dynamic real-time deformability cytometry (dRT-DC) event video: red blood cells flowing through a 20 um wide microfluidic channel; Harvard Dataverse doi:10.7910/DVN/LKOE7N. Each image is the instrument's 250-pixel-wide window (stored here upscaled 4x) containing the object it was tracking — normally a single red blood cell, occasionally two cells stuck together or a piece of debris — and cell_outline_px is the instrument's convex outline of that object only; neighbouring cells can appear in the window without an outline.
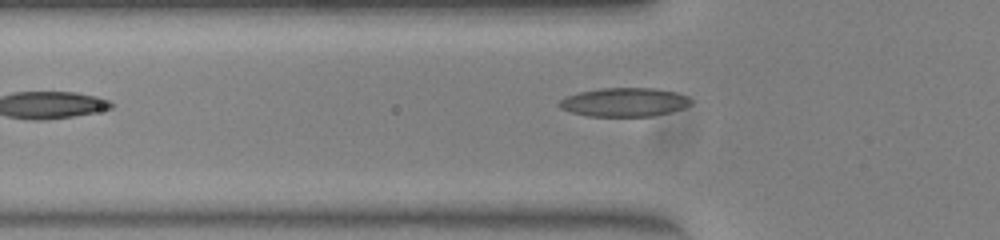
{"species": "common noctule bat (a hibernating species)", "species_latin": "Nyctalus noctula", "temperature_condition": "warm", "stored_images_in_passage": 24, "camera_frame_rate_fps": 3000, "um_per_image_px": 0.085, "animal": {"sex": "female", "body_mass_g": 23.0, "forearm_length_mm": 53.4}, "frame": {"image": 1, "passage_image": 4, "time_ms": 1.0, "image_size_px": [1000, 240], "cell_outline_px": [[692, 104], [668, 112], [652, 116], [588, 116], [572, 112], [560, 108], [556, 104], [564, 96], [580, 92], [600, 88], [652, 88], [676, 92], [688, 96], [692, 100]], "centroid_in_image_um": [53.03, 8.68], "position_along_channel_um": 72.8, "area_um2": 22.02}}
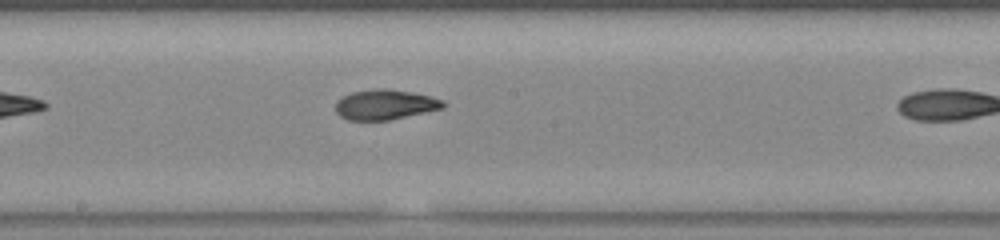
{"frame": {"image": 2, "passage_image": 11, "time_ms": 3.333, "image_size_px": [1000, 240], "cell_outline_px": [[444, 108], [388, 120], [348, 120], [340, 116], [336, 112], [336, 100], [352, 92], [372, 88], [388, 88], [412, 92], [432, 96], [444, 100]], "centroid_in_image_um": [32.73, 8.87], "position_along_channel_um": 215.5, "area_um2": 18.96}}
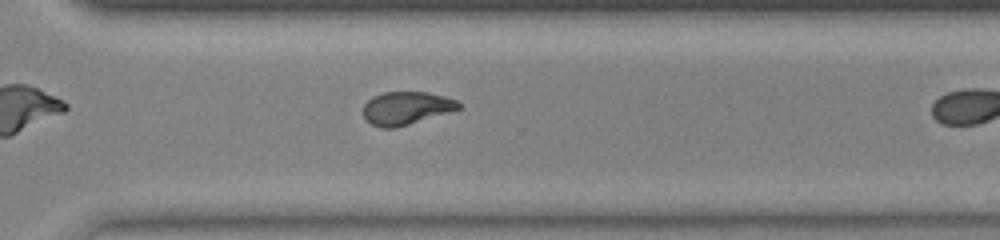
{"frame": {"image": 3, "passage_image": 20, "time_ms": 6.333, "image_size_px": [1000, 240], "cell_outline_px": [[460, 108], [396, 128], [380, 128], [372, 124], [364, 116], [364, 104], [372, 96], [384, 92], [428, 92], [444, 96], [456, 100], [460, 104]], "centroid_in_image_um": [34.5, 9.18], "position_along_channel_um": 336.1, "area_um2": 18.09}}